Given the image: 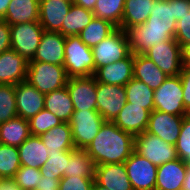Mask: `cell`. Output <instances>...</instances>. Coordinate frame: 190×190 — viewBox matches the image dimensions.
<instances>
[{
	"mask_svg": "<svg viewBox=\"0 0 190 190\" xmlns=\"http://www.w3.org/2000/svg\"><path fill=\"white\" fill-rule=\"evenodd\" d=\"M176 23L173 0H155L147 21L125 30L130 52L144 54L155 44L174 39Z\"/></svg>",
	"mask_w": 190,
	"mask_h": 190,
	"instance_id": "6da1fadb",
	"label": "cell"
},
{
	"mask_svg": "<svg viewBox=\"0 0 190 190\" xmlns=\"http://www.w3.org/2000/svg\"><path fill=\"white\" fill-rule=\"evenodd\" d=\"M134 136L111 121H105L85 149L96 166L124 163L134 152Z\"/></svg>",
	"mask_w": 190,
	"mask_h": 190,
	"instance_id": "7a4b0ae2",
	"label": "cell"
},
{
	"mask_svg": "<svg viewBox=\"0 0 190 190\" xmlns=\"http://www.w3.org/2000/svg\"><path fill=\"white\" fill-rule=\"evenodd\" d=\"M68 75L63 65L30 60L26 81L39 92L47 94L66 86Z\"/></svg>",
	"mask_w": 190,
	"mask_h": 190,
	"instance_id": "3957f363",
	"label": "cell"
},
{
	"mask_svg": "<svg viewBox=\"0 0 190 190\" xmlns=\"http://www.w3.org/2000/svg\"><path fill=\"white\" fill-rule=\"evenodd\" d=\"M64 54L63 66L69 78L94 75L95 63L92 48L85 45L78 35L66 37Z\"/></svg>",
	"mask_w": 190,
	"mask_h": 190,
	"instance_id": "277c9868",
	"label": "cell"
},
{
	"mask_svg": "<svg viewBox=\"0 0 190 190\" xmlns=\"http://www.w3.org/2000/svg\"><path fill=\"white\" fill-rule=\"evenodd\" d=\"M105 119L97 110L74 111L69 121L75 149H86L96 137Z\"/></svg>",
	"mask_w": 190,
	"mask_h": 190,
	"instance_id": "5b68a950",
	"label": "cell"
},
{
	"mask_svg": "<svg viewBox=\"0 0 190 190\" xmlns=\"http://www.w3.org/2000/svg\"><path fill=\"white\" fill-rule=\"evenodd\" d=\"M154 110L185 116L188 114L183 103V88L180 75L169 76L154 90Z\"/></svg>",
	"mask_w": 190,
	"mask_h": 190,
	"instance_id": "8992f818",
	"label": "cell"
},
{
	"mask_svg": "<svg viewBox=\"0 0 190 190\" xmlns=\"http://www.w3.org/2000/svg\"><path fill=\"white\" fill-rule=\"evenodd\" d=\"M134 151L157 167L177 159L176 148L146 131L134 136Z\"/></svg>",
	"mask_w": 190,
	"mask_h": 190,
	"instance_id": "52a82bcc",
	"label": "cell"
},
{
	"mask_svg": "<svg viewBox=\"0 0 190 190\" xmlns=\"http://www.w3.org/2000/svg\"><path fill=\"white\" fill-rule=\"evenodd\" d=\"M92 52L95 71L99 67L126 58L131 52L125 31L117 28L111 35L94 46Z\"/></svg>",
	"mask_w": 190,
	"mask_h": 190,
	"instance_id": "ba28073f",
	"label": "cell"
},
{
	"mask_svg": "<svg viewBox=\"0 0 190 190\" xmlns=\"http://www.w3.org/2000/svg\"><path fill=\"white\" fill-rule=\"evenodd\" d=\"M43 32L44 29L39 22L12 25L10 26L11 48L29 62L35 55Z\"/></svg>",
	"mask_w": 190,
	"mask_h": 190,
	"instance_id": "9c48e42d",
	"label": "cell"
},
{
	"mask_svg": "<svg viewBox=\"0 0 190 190\" xmlns=\"http://www.w3.org/2000/svg\"><path fill=\"white\" fill-rule=\"evenodd\" d=\"M143 55L152 60L168 77L180 75L182 71L181 46L175 39L155 44Z\"/></svg>",
	"mask_w": 190,
	"mask_h": 190,
	"instance_id": "30bf717a",
	"label": "cell"
},
{
	"mask_svg": "<svg viewBox=\"0 0 190 190\" xmlns=\"http://www.w3.org/2000/svg\"><path fill=\"white\" fill-rule=\"evenodd\" d=\"M133 190H155L157 166L137 152L124 162Z\"/></svg>",
	"mask_w": 190,
	"mask_h": 190,
	"instance_id": "8fae6325",
	"label": "cell"
},
{
	"mask_svg": "<svg viewBox=\"0 0 190 190\" xmlns=\"http://www.w3.org/2000/svg\"><path fill=\"white\" fill-rule=\"evenodd\" d=\"M97 111L105 121L113 122L127 102L125 86L97 82Z\"/></svg>",
	"mask_w": 190,
	"mask_h": 190,
	"instance_id": "7c38bea8",
	"label": "cell"
},
{
	"mask_svg": "<svg viewBox=\"0 0 190 190\" xmlns=\"http://www.w3.org/2000/svg\"><path fill=\"white\" fill-rule=\"evenodd\" d=\"M66 87L72 99L74 111L97 110V81L94 75L69 78Z\"/></svg>",
	"mask_w": 190,
	"mask_h": 190,
	"instance_id": "4fadbf2b",
	"label": "cell"
},
{
	"mask_svg": "<svg viewBox=\"0 0 190 190\" xmlns=\"http://www.w3.org/2000/svg\"><path fill=\"white\" fill-rule=\"evenodd\" d=\"M184 116L153 110L150 113L146 132L160 137L163 141L174 145L180 135Z\"/></svg>",
	"mask_w": 190,
	"mask_h": 190,
	"instance_id": "5bb4252c",
	"label": "cell"
},
{
	"mask_svg": "<svg viewBox=\"0 0 190 190\" xmlns=\"http://www.w3.org/2000/svg\"><path fill=\"white\" fill-rule=\"evenodd\" d=\"M16 109L19 117L29 120L44 109L45 94L27 81L15 85Z\"/></svg>",
	"mask_w": 190,
	"mask_h": 190,
	"instance_id": "9a60e30c",
	"label": "cell"
},
{
	"mask_svg": "<svg viewBox=\"0 0 190 190\" xmlns=\"http://www.w3.org/2000/svg\"><path fill=\"white\" fill-rule=\"evenodd\" d=\"M134 54L126 58L99 67L94 73L97 82L108 85L125 86L133 78Z\"/></svg>",
	"mask_w": 190,
	"mask_h": 190,
	"instance_id": "2e32d148",
	"label": "cell"
},
{
	"mask_svg": "<svg viewBox=\"0 0 190 190\" xmlns=\"http://www.w3.org/2000/svg\"><path fill=\"white\" fill-rule=\"evenodd\" d=\"M66 37L58 32L45 31L35 52L33 61L64 65Z\"/></svg>",
	"mask_w": 190,
	"mask_h": 190,
	"instance_id": "e0dca14e",
	"label": "cell"
},
{
	"mask_svg": "<svg viewBox=\"0 0 190 190\" xmlns=\"http://www.w3.org/2000/svg\"><path fill=\"white\" fill-rule=\"evenodd\" d=\"M28 61L12 48L0 54V85L26 81Z\"/></svg>",
	"mask_w": 190,
	"mask_h": 190,
	"instance_id": "ac0fdd59",
	"label": "cell"
},
{
	"mask_svg": "<svg viewBox=\"0 0 190 190\" xmlns=\"http://www.w3.org/2000/svg\"><path fill=\"white\" fill-rule=\"evenodd\" d=\"M72 0H40L39 23L45 31L60 32Z\"/></svg>",
	"mask_w": 190,
	"mask_h": 190,
	"instance_id": "d6986e66",
	"label": "cell"
},
{
	"mask_svg": "<svg viewBox=\"0 0 190 190\" xmlns=\"http://www.w3.org/2000/svg\"><path fill=\"white\" fill-rule=\"evenodd\" d=\"M150 112L141 106L126 102L113 123L133 136L146 131Z\"/></svg>",
	"mask_w": 190,
	"mask_h": 190,
	"instance_id": "ffe728a7",
	"label": "cell"
},
{
	"mask_svg": "<svg viewBox=\"0 0 190 190\" xmlns=\"http://www.w3.org/2000/svg\"><path fill=\"white\" fill-rule=\"evenodd\" d=\"M187 163L177 158L157 167L155 190H182Z\"/></svg>",
	"mask_w": 190,
	"mask_h": 190,
	"instance_id": "44dd1931",
	"label": "cell"
},
{
	"mask_svg": "<svg viewBox=\"0 0 190 190\" xmlns=\"http://www.w3.org/2000/svg\"><path fill=\"white\" fill-rule=\"evenodd\" d=\"M95 181L109 190H133L124 163L96 166Z\"/></svg>",
	"mask_w": 190,
	"mask_h": 190,
	"instance_id": "7402d4cb",
	"label": "cell"
},
{
	"mask_svg": "<svg viewBox=\"0 0 190 190\" xmlns=\"http://www.w3.org/2000/svg\"><path fill=\"white\" fill-rule=\"evenodd\" d=\"M167 75L143 54H134L133 78L142 81L152 90L159 88Z\"/></svg>",
	"mask_w": 190,
	"mask_h": 190,
	"instance_id": "603a6c76",
	"label": "cell"
},
{
	"mask_svg": "<svg viewBox=\"0 0 190 190\" xmlns=\"http://www.w3.org/2000/svg\"><path fill=\"white\" fill-rule=\"evenodd\" d=\"M40 0H11L2 18L10 26L20 23L39 22Z\"/></svg>",
	"mask_w": 190,
	"mask_h": 190,
	"instance_id": "cb8c5ba5",
	"label": "cell"
},
{
	"mask_svg": "<svg viewBox=\"0 0 190 190\" xmlns=\"http://www.w3.org/2000/svg\"><path fill=\"white\" fill-rule=\"evenodd\" d=\"M18 148L21 166L40 169L49 158L40 136L30 135Z\"/></svg>",
	"mask_w": 190,
	"mask_h": 190,
	"instance_id": "d4e9b609",
	"label": "cell"
},
{
	"mask_svg": "<svg viewBox=\"0 0 190 190\" xmlns=\"http://www.w3.org/2000/svg\"><path fill=\"white\" fill-rule=\"evenodd\" d=\"M41 140L47 148V153L74 150V142L70 124L63 122L42 134Z\"/></svg>",
	"mask_w": 190,
	"mask_h": 190,
	"instance_id": "484cf974",
	"label": "cell"
},
{
	"mask_svg": "<svg viewBox=\"0 0 190 190\" xmlns=\"http://www.w3.org/2000/svg\"><path fill=\"white\" fill-rule=\"evenodd\" d=\"M44 109L56 115L62 122L69 123L74 113V105L67 87L45 94Z\"/></svg>",
	"mask_w": 190,
	"mask_h": 190,
	"instance_id": "4316f807",
	"label": "cell"
},
{
	"mask_svg": "<svg viewBox=\"0 0 190 190\" xmlns=\"http://www.w3.org/2000/svg\"><path fill=\"white\" fill-rule=\"evenodd\" d=\"M31 135L29 121L16 116L0 124V143L19 147Z\"/></svg>",
	"mask_w": 190,
	"mask_h": 190,
	"instance_id": "83f0119b",
	"label": "cell"
},
{
	"mask_svg": "<svg viewBox=\"0 0 190 190\" xmlns=\"http://www.w3.org/2000/svg\"><path fill=\"white\" fill-rule=\"evenodd\" d=\"M155 0H125L120 29L126 30L147 21L154 8Z\"/></svg>",
	"mask_w": 190,
	"mask_h": 190,
	"instance_id": "f1b7e54d",
	"label": "cell"
},
{
	"mask_svg": "<svg viewBox=\"0 0 190 190\" xmlns=\"http://www.w3.org/2000/svg\"><path fill=\"white\" fill-rule=\"evenodd\" d=\"M96 164L84 149L69 151V163L63 177H88L95 180Z\"/></svg>",
	"mask_w": 190,
	"mask_h": 190,
	"instance_id": "f546056e",
	"label": "cell"
},
{
	"mask_svg": "<svg viewBox=\"0 0 190 190\" xmlns=\"http://www.w3.org/2000/svg\"><path fill=\"white\" fill-rule=\"evenodd\" d=\"M94 17L92 10L72 3L59 33L65 37L78 35Z\"/></svg>",
	"mask_w": 190,
	"mask_h": 190,
	"instance_id": "4dcf8cb0",
	"label": "cell"
},
{
	"mask_svg": "<svg viewBox=\"0 0 190 190\" xmlns=\"http://www.w3.org/2000/svg\"><path fill=\"white\" fill-rule=\"evenodd\" d=\"M125 91L128 103L141 106L150 113L154 110V90L142 81L132 78L125 85Z\"/></svg>",
	"mask_w": 190,
	"mask_h": 190,
	"instance_id": "1f68e13d",
	"label": "cell"
},
{
	"mask_svg": "<svg viewBox=\"0 0 190 190\" xmlns=\"http://www.w3.org/2000/svg\"><path fill=\"white\" fill-rule=\"evenodd\" d=\"M117 27L111 22L94 17L93 20L83 29L78 36L89 48H93L104 38L111 35Z\"/></svg>",
	"mask_w": 190,
	"mask_h": 190,
	"instance_id": "d6a6232c",
	"label": "cell"
},
{
	"mask_svg": "<svg viewBox=\"0 0 190 190\" xmlns=\"http://www.w3.org/2000/svg\"><path fill=\"white\" fill-rule=\"evenodd\" d=\"M125 0H97L93 13L96 18L111 22L120 28Z\"/></svg>",
	"mask_w": 190,
	"mask_h": 190,
	"instance_id": "836d02e7",
	"label": "cell"
},
{
	"mask_svg": "<svg viewBox=\"0 0 190 190\" xmlns=\"http://www.w3.org/2000/svg\"><path fill=\"white\" fill-rule=\"evenodd\" d=\"M20 167L18 148L0 143V179H12Z\"/></svg>",
	"mask_w": 190,
	"mask_h": 190,
	"instance_id": "e575fe53",
	"label": "cell"
},
{
	"mask_svg": "<svg viewBox=\"0 0 190 190\" xmlns=\"http://www.w3.org/2000/svg\"><path fill=\"white\" fill-rule=\"evenodd\" d=\"M49 158L41 167L40 173L42 176H49L60 180L65 171H67V164L69 163V151L48 153Z\"/></svg>",
	"mask_w": 190,
	"mask_h": 190,
	"instance_id": "d590c367",
	"label": "cell"
},
{
	"mask_svg": "<svg viewBox=\"0 0 190 190\" xmlns=\"http://www.w3.org/2000/svg\"><path fill=\"white\" fill-rule=\"evenodd\" d=\"M16 116L15 85H0V124Z\"/></svg>",
	"mask_w": 190,
	"mask_h": 190,
	"instance_id": "8d00e7d4",
	"label": "cell"
},
{
	"mask_svg": "<svg viewBox=\"0 0 190 190\" xmlns=\"http://www.w3.org/2000/svg\"><path fill=\"white\" fill-rule=\"evenodd\" d=\"M30 133L34 136H41L53 127L63 123L56 115L43 109L29 120Z\"/></svg>",
	"mask_w": 190,
	"mask_h": 190,
	"instance_id": "74e56055",
	"label": "cell"
},
{
	"mask_svg": "<svg viewBox=\"0 0 190 190\" xmlns=\"http://www.w3.org/2000/svg\"><path fill=\"white\" fill-rule=\"evenodd\" d=\"M41 177L39 169L21 166L12 179L22 190H36Z\"/></svg>",
	"mask_w": 190,
	"mask_h": 190,
	"instance_id": "f35d334b",
	"label": "cell"
},
{
	"mask_svg": "<svg viewBox=\"0 0 190 190\" xmlns=\"http://www.w3.org/2000/svg\"><path fill=\"white\" fill-rule=\"evenodd\" d=\"M177 157L188 163L190 161V115L183 118L180 135L175 144Z\"/></svg>",
	"mask_w": 190,
	"mask_h": 190,
	"instance_id": "ab89813d",
	"label": "cell"
},
{
	"mask_svg": "<svg viewBox=\"0 0 190 190\" xmlns=\"http://www.w3.org/2000/svg\"><path fill=\"white\" fill-rule=\"evenodd\" d=\"M94 179L88 177H62L59 190H92Z\"/></svg>",
	"mask_w": 190,
	"mask_h": 190,
	"instance_id": "60d3db41",
	"label": "cell"
},
{
	"mask_svg": "<svg viewBox=\"0 0 190 190\" xmlns=\"http://www.w3.org/2000/svg\"><path fill=\"white\" fill-rule=\"evenodd\" d=\"M174 39L181 47L190 42V12L177 21Z\"/></svg>",
	"mask_w": 190,
	"mask_h": 190,
	"instance_id": "b9f144b4",
	"label": "cell"
},
{
	"mask_svg": "<svg viewBox=\"0 0 190 190\" xmlns=\"http://www.w3.org/2000/svg\"><path fill=\"white\" fill-rule=\"evenodd\" d=\"M183 88V103L187 112L190 111V66H183L180 73Z\"/></svg>",
	"mask_w": 190,
	"mask_h": 190,
	"instance_id": "7bdbcfd3",
	"label": "cell"
},
{
	"mask_svg": "<svg viewBox=\"0 0 190 190\" xmlns=\"http://www.w3.org/2000/svg\"><path fill=\"white\" fill-rule=\"evenodd\" d=\"M8 49H11L10 25L0 19V54Z\"/></svg>",
	"mask_w": 190,
	"mask_h": 190,
	"instance_id": "ee69618b",
	"label": "cell"
},
{
	"mask_svg": "<svg viewBox=\"0 0 190 190\" xmlns=\"http://www.w3.org/2000/svg\"><path fill=\"white\" fill-rule=\"evenodd\" d=\"M176 21L190 12V0H173Z\"/></svg>",
	"mask_w": 190,
	"mask_h": 190,
	"instance_id": "f6af8a7d",
	"label": "cell"
},
{
	"mask_svg": "<svg viewBox=\"0 0 190 190\" xmlns=\"http://www.w3.org/2000/svg\"><path fill=\"white\" fill-rule=\"evenodd\" d=\"M59 182L55 178L42 176L36 190H59Z\"/></svg>",
	"mask_w": 190,
	"mask_h": 190,
	"instance_id": "bcb514c9",
	"label": "cell"
},
{
	"mask_svg": "<svg viewBox=\"0 0 190 190\" xmlns=\"http://www.w3.org/2000/svg\"><path fill=\"white\" fill-rule=\"evenodd\" d=\"M0 190H22L13 179H0Z\"/></svg>",
	"mask_w": 190,
	"mask_h": 190,
	"instance_id": "7dc6e473",
	"label": "cell"
},
{
	"mask_svg": "<svg viewBox=\"0 0 190 190\" xmlns=\"http://www.w3.org/2000/svg\"><path fill=\"white\" fill-rule=\"evenodd\" d=\"M182 65L190 66V42L181 47Z\"/></svg>",
	"mask_w": 190,
	"mask_h": 190,
	"instance_id": "c3c4849f",
	"label": "cell"
},
{
	"mask_svg": "<svg viewBox=\"0 0 190 190\" xmlns=\"http://www.w3.org/2000/svg\"><path fill=\"white\" fill-rule=\"evenodd\" d=\"M76 5L82 6L85 9L92 10L95 8L97 0H72Z\"/></svg>",
	"mask_w": 190,
	"mask_h": 190,
	"instance_id": "681fc988",
	"label": "cell"
},
{
	"mask_svg": "<svg viewBox=\"0 0 190 190\" xmlns=\"http://www.w3.org/2000/svg\"><path fill=\"white\" fill-rule=\"evenodd\" d=\"M10 2L11 0H0V19L5 16Z\"/></svg>",
	"mask_w": 190,
	"mask_h": 190,
	"instance_id": "f907efd6",
	"label": "cell"
},
{
	"mask_svg": "<svg viewBox=\"0 0 190 190\" xmlns=\"http://www.w3.org/2000/svg\"><path fill=\"white\" fill-rule=\"evenodd\" d=\"M182 190H190V166L187 163V171Z\"/></svg>",
	"mask_w": 190,
	"mask_h": 190,
	"instance_id": "816d5d0a",
	"label": "cell"
},
{
	"mask_svg": "<svg viewBox=\"0 0 190 190\" xmlns=\"http://www.w3.org/2000/svg\"><path fill=\"white\" fill-rule=\"evenodd\" d=\"M92 190H109V189H107L106 187H103V186L99 185V184L94 180Z\"/></svg>",
	"mask_w": 190,
	"mask_h": 190,
	"instance_id": "f5cc1de1",
	"label": "cell"
}]
</instances>
